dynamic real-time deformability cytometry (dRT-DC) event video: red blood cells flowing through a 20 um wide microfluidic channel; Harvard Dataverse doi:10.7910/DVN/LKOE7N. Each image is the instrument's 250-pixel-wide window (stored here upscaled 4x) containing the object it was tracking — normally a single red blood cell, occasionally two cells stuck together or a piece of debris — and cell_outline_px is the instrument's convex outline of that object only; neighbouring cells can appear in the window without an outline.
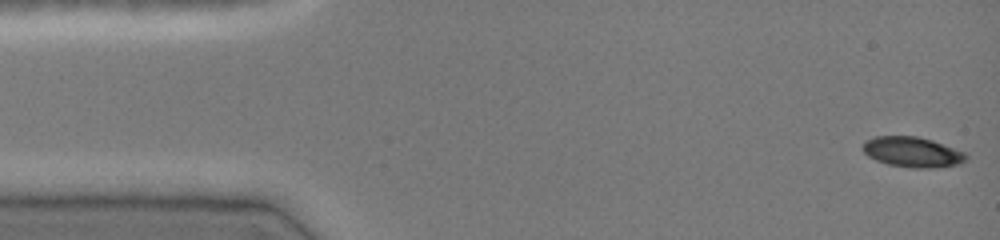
{"species": "common noctule bat (a hibernating species)", "species_latin": "Nyctalus noctula", "temperature_condition": "cold", "stored_images_in_passage": 47, "camera_frame_rate_fps": 3000, "um_per_image_px": 0.085, "animal": {"sex": "female", "body_mass_g": 19.0, "forearm_length_mm": 51.5}, "frame": {"image": 1, "passage_image": 1, "time_ms": 0.0, "image_size_px": [1000, 240], "cell_outline_px": [[968, 160], [960, 164], [932, 168], [912, 168], [888, 164], [876, 160], [868, 156], [864, 152], [864, 144], [868, 140], [876, 136], [916, 136], [932, 140], [964, 152], [968, 156]], "centroid_in_image_um": [77.6, 12.93], "position_along_channel_um": 7.4, "area_um2": 18.09}}
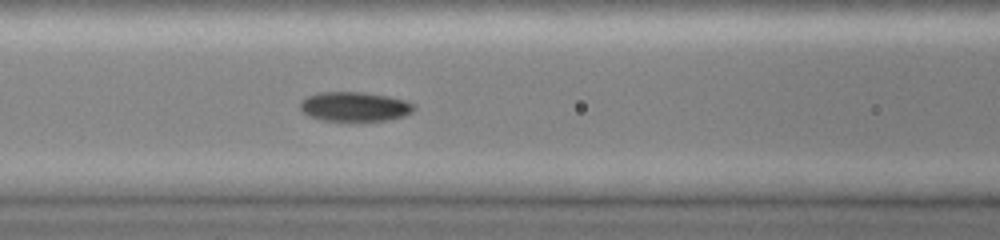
{"frame": {"image": 2, "passage_image": 19, "time_ms": 6.0, "image_size_px": [1000, 240], "cell_outline_px": [[416, 108], [412, 112], [404, 116], [388, 120], [356, 124], [320, 120], [308, 116], [300, 108], [300, 100], [316, 92], [364, 92], [388, 96], [404, 100], [416, 104]], "centroid_in_image_um": [30.15, 9.11], "position_along_channel_um": 136.5, "area_um2": 20.58}}
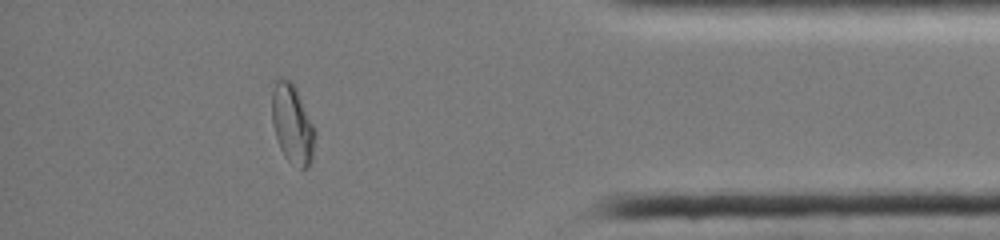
{"frame": {"image": 3, "passage_image": 41, "time_ms": 13.333, "image_size_px": [1000, 240], "cell_outline_px": [[316, 136], [312, 160], [308, 168], [300, 168], [288, 160], [284, 156], [276, 140], [272, 124], [272, 92], [276, 80], [280, 76], [292, 80], [316, 128]], "centroid_in_image_um": [24.86, 10.53], "position_along_channel_um": 410.3, "area_um2": 20.35}, "authors_computed_cell_mechanics": {"area_um2": 19.1896, "velocity_mm_per_s": 4.0534, "shape_relaxation_time_tau1_ms": 5.6438, "shape_relaxation_time_tau2_ms": 2.6268, "deformation_change_tau1": 0.1754, "deformation_change_tau2": 0.0478}}